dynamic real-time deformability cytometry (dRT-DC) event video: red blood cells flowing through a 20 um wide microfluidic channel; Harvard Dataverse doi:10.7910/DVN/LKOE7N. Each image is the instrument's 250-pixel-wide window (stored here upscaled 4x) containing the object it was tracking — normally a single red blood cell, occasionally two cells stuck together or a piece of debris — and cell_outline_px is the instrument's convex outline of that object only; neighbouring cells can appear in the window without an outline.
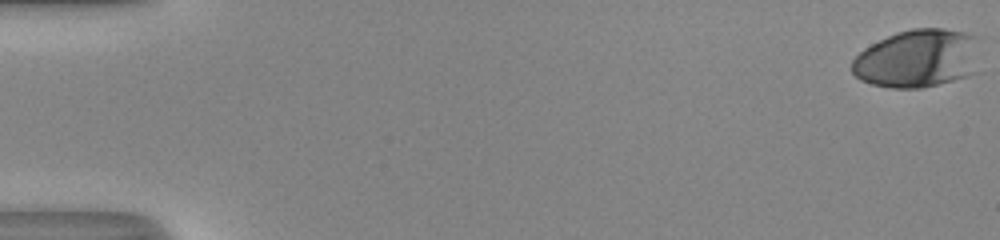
{"species": "human", "species_latin": "Homo sapiens", "temperature_condition": "room temperature", "stored_images_in_passage": 45, "camera_frame_rate_fps": 3000, "um_per_image_px": 0.085, "donor": {"sex": "male"}, "frame": {"image": 1, "passage_image": 1, "time_ms": 0.0, "image_size_px": [1000, 240], "cell_outline_px": [[984, 36], [976, 72], [952, 80], [920, 88], [888, 88], [872, 84], [860, 80], [852, 72], [852, 60], [864, 48], [896, 32], [912, 28], [944, 28]], "centroid_in_image_um": [78.09, 4.94], "position_along_channel_um": 6.9, "area_um2": 44.39}}
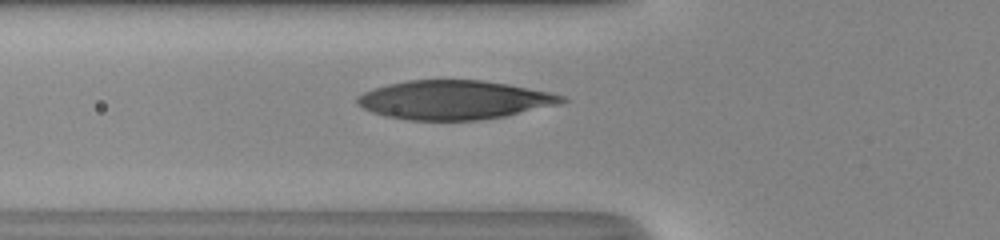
{"frame": {"image": 2, "passage_image": 21, "time_ms": 6.667, "image_size_px": [1000, 240], "cell_outline_px": [[568, 100], [560, 104], [504, 116], [480, 120], [408, 120], [384, 116], [372, 112], [356, 104], [356, 96], [372, 88], [388, 84], [408, 80], [480, 80], [508, 84], [552, 92], [564, 96]], "centroid_in_image_um": [38.59, 8.49], "position_along_channel_um": 87.2, "area_um2": 46.53}}
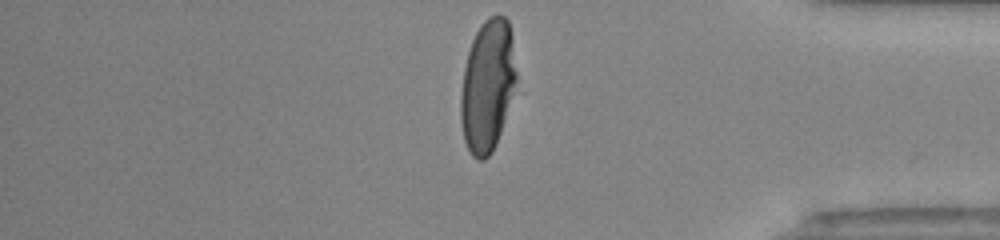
{"frame": {"image": 3, "passage_image": 45, "time_ms": 14.667, "image_size_px": [1000, 240], "cell_outline_px": [[516, 80], [500, 132], [496, 144], [492, 152], [484, 160], [476, 160], [472, 156], [464, 140], [460, 120], [460, 96], [464, 68], [468, 52], [472, 40], [480, 24], [488, 16], [500, 12], [508, 20], [512, 32], [516, 72]], "centroid_in_image_um": [41.42, 7.24], "position_along_channel_um": 393.8, "area_um2": 42.83}, "authors_computed_cell_mechanics": {"area_um2": 45.7198, "velocity_mm_per_s": 4.1137, "shape_relaxation_time_tau1_ms": 5.131, "shape_relaxation_time_tau2_ms": null, "deformation_change_tau1": 0.2641, "deformation_change_tau2": null}}